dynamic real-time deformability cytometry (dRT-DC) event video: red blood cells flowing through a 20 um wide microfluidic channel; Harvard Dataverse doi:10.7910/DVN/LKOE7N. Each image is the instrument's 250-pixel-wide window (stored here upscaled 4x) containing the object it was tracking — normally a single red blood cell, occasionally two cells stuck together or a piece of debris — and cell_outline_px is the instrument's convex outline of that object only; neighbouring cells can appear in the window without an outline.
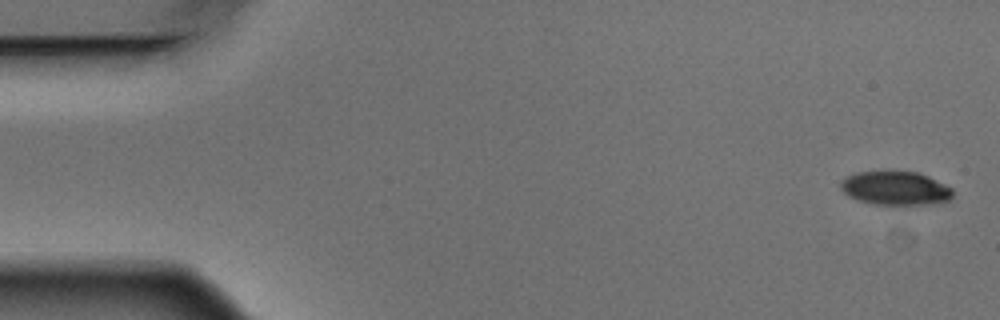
{"species": "Egyptian fruit bat (a non-hibernating species)", "species_latin": "Rousettus aegyptiacus", "temperature_condition": "warm", "stored_images_in_passage": 4, "camera_frame_rate_fps": 3000, "um_per_image_px": 0.085, "animal": {"sex": "male"}, "frame": {"image": 1, "passage_image": 1, "time_ms": 0.0, "image_size_px": [1000, 320], "cell_outline_px": [[952, 196], [948, 200], [932, 204], [872, 204], [848, 196], [840, 188], [840, 180], [856, 172], [916, 172], [928, 176], [952, 188]], "centroid_in_image_um": [76.09, 16.0], "position_along_channel_um": 8.9, "area_um2": 21.73}}
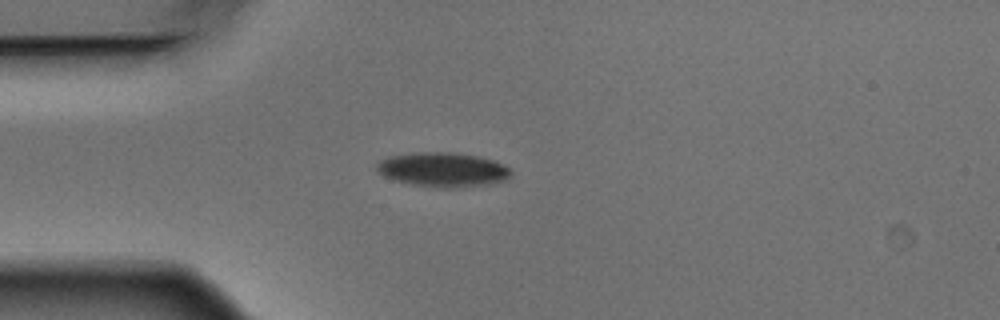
{"frame": {"image": 2, "passage_image": 4, "time_ms": 1.0, "image_size_px": [1000, 320], "cell_outline_px": [[512, 176], [504, 180], [488, 184], [452, 188], [448, 188], [412, 184], [392, 180], [376, 172], [376, 164], [380, 160], [388, 156], [412, 152], [452, 152], [480, 156], [504, 164], [512, 172]], "centroid_in_image_um": [37.61, 14.4], "position_along_channel_um": 47.4, "area_um2": 27.11}}